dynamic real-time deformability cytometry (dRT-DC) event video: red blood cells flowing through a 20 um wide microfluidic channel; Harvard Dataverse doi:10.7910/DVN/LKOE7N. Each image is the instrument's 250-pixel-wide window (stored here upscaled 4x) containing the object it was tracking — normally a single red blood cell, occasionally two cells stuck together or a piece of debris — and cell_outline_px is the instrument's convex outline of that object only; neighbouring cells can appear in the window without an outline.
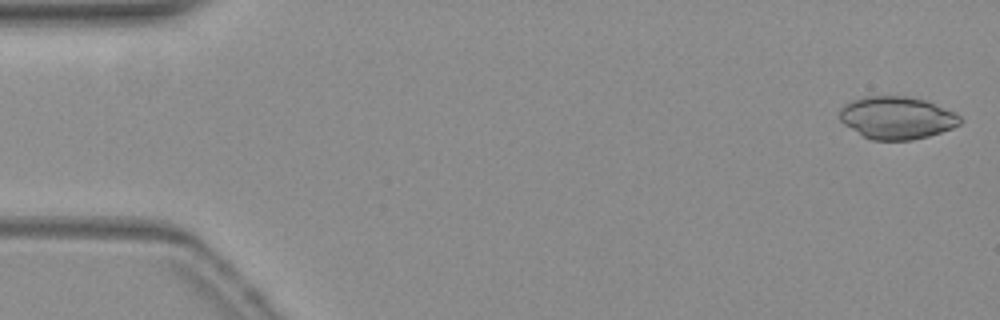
{"species": "common noctule bat (a hibernating species)", "species_latin": "Nyctalus noctula", "temperature_condition": "warm", "stored_images_in_passage": 14, "camera_frame_rate_fps": 3000, "um_per_image_px": 0.085, "animal": {"sex": "female", "body_mass_g": 19.3, "forearm_length_mm": 54.1}, "frame": {"image": 1, "passage_image": 1, "time_ms": 0.0, "image_size_px": [1000, 320], "cell_outline_px": [[964, 120], [960, 124], [952, 128], [928, 136], [912, 140], [872, 140], [864, 136], [844, 124], [840, 120], [840, 108], [848, 100], [864, 96], [904, 96], [924, 100], [956, 112]], "centroid_in_image_um": [76.23, 10.0], "position_along_channel_um": 8.8, "area_um2": 29.94}}
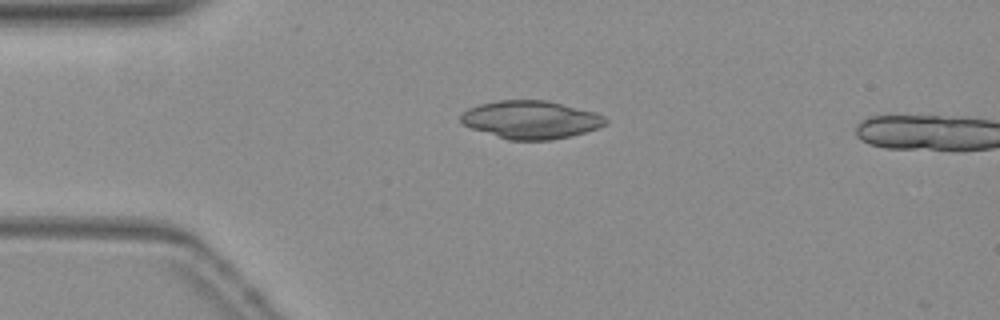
{"frame": {"image": 2, "passage_image": 12, "time_ms": 3.667, "image_size_px": [1000, 320], "cell_outline_px": [[608, 124], [584, 132], [568, 136], [548, 140], [508, 140], [472, 128], [464, 124], [460, 120], [460, 116], [468, 108], [480, 104], [496, 100], [548, 100], [596, 112], [604, 116], [608, 120]], "centroid_in_image_um": [45.14, 10.16], "position_along_channel_um": 39.9, "area_um2": 31.96}}